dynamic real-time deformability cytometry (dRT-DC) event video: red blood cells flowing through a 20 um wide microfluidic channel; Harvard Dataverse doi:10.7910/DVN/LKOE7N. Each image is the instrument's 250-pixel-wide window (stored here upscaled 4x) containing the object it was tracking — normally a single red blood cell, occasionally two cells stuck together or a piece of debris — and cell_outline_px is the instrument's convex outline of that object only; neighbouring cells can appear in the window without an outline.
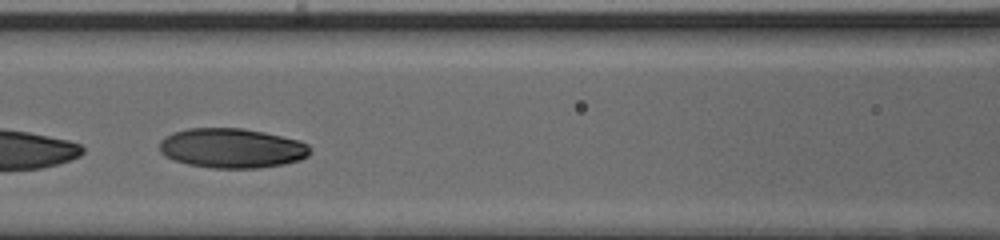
{"species": "human", "species_latin": "Homo sapiens", "temperature_condition": "cold", "stored_images_in_passage": 32, "camera_frame_rate_fps": 3000, "um_per_image_px": 0.085, "donor": {"sex": "male"}, "frame": {"image": 1, "passage_image": 10, "time_ms": 3.0, "image_size_px": [1000, 240], "cell_outline_px": [[312, 148], [308, 156], [300, 160], [284, 164], [260, 168], [212, 168], [188, 164], [164, 156], [160, 152], [160, 140], [172, 132], [188, 128], [244, 128], [264, 132], [300, 140], [308, 144]], "centroid_in_image_um": [19.73, 12.59], "position_along_channel_um": 146.9, "area_um2": 35.08}}
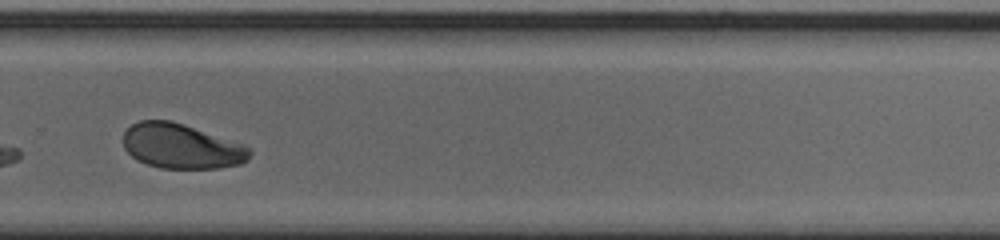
{"frame": {"image": 2, "passage_image": 23, "time_ms": 7.333, "image_size_px": [1000, 240], "cell_outline_px": [[252, 152], [248, 160], [240, 164], [220, 168], [160, 168], [148, 164], [132, 156], [124, 148], [124, 132], [132, 124], [140, 120], [172, 120], [244, 144]], "centroid_in_image_um": [15.44, 12.42], "position_along_channel_um": 314.4, "area_um2": 32.95}, "authors_computed_cell_mechanics": {"area_um2": 34.5644, "velocity_mm_per_s": 3.869, "shape_relaxation_time_tau1_ms": 3.3665, "shape_relaxation_time_tau2_ms": 2.9698, "deformation_change_tau1": 0.1497, "deformation_change_tau2": 0.0561}}